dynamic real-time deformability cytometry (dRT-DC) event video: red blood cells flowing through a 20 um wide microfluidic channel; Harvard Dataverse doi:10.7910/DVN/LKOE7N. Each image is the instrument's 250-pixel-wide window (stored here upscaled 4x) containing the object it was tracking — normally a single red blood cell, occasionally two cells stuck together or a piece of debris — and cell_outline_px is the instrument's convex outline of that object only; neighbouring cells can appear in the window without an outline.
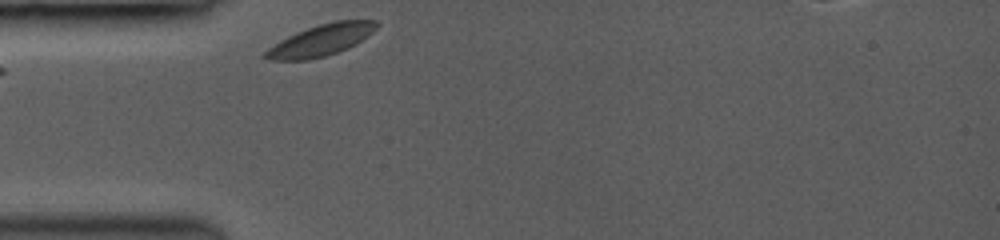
{"species": "common noctule bat (a hibernating species)", "species_latin": "Nyctalus noctula", "temperature_condition": "room temperature", "stored_images_in_passage": 1, "camera_frame_rate_fps": 3000, "um_per_image_px": 0.085, "animal": {"sex": "female", "body_mass_g": 19.0, "forearm_length_mm": 53.3}, "frame": {"image": 1, "passage_image": 1, "time_ms": 0.0, "image_size_px": [1000, 240], "cell_outline_px": [[380, 24], [368, 36], [356, 44], [348, 48], [324, 56], [308, 60], [268, 60], [260, 56], [268, 48], [280, 40], [296, 32], [320, 24], [336, 20], [376, 20]], "centroid_in_image_um": [27.27, 3.42], "position_along_channel_um": 57.7, "area_um2": 20.35}}